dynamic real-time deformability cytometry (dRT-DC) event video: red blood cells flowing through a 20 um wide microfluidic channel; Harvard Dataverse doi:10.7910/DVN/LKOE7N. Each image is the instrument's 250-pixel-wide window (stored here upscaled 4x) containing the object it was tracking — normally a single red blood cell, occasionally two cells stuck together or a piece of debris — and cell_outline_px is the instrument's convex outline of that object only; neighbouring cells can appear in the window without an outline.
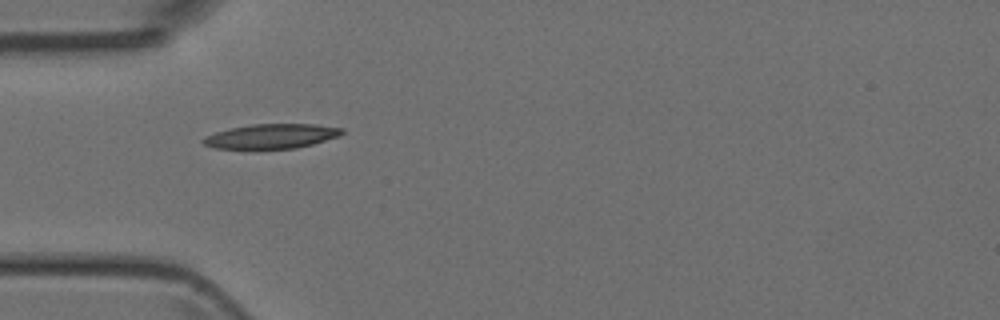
{"species": "Egyptian fruit bat (a non-hibernating species)", "species_latin": "Rousettus aegyptiacus", "temperature_condition": "room temperature", "stored_images_in_passage": 6, "camera_frame_rate_fps": 3000, "um_per_image_px": 0.085, "animal": {"sex": "female"}, "frame": {"image": 1, "passage_image": 2, "time_ms": 1.333, "image_size_px": [1000, 320], "cell_outline_px": [[344, 132], [340, 136], [312, 144], [296, 148], [216, 148], [204, 144], [200, 140], [204, 136], [216, 132], [232, 128], [252, 124], [316, 124], [344, 128]], "centroid_in_image_um": [23.1, 11.57], "position_along_channel_um": 61.9, "area_um2": 19.71}}
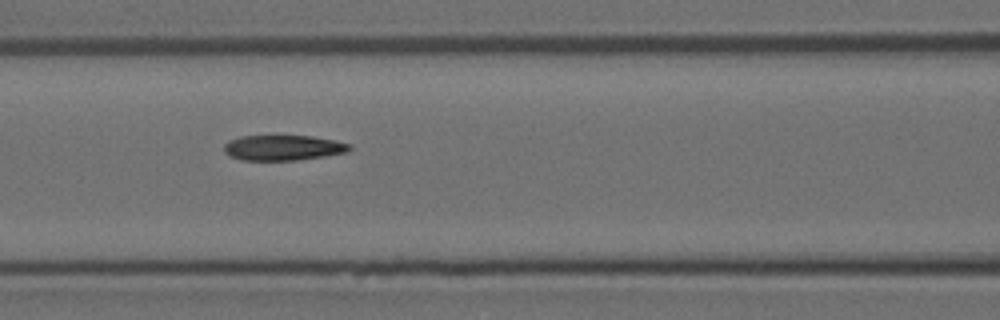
{"frame": {"image": 2, "passage_image": 4, "time_ms": 3.333, "image_size_px": [1000, 320], "cell_outline_px": [[352, 148], [348, 152], [324, 156], [296, 160], [240, 160], [228, 156], [224, 152], [224, 144], [228, 140], [240, 136], [312, 136], [336, 140], [352, 144]], "centroid_in_image_um": [24.06, 12.55], "position_along_channel_um": 142.5, "area_um2": 18.73}}
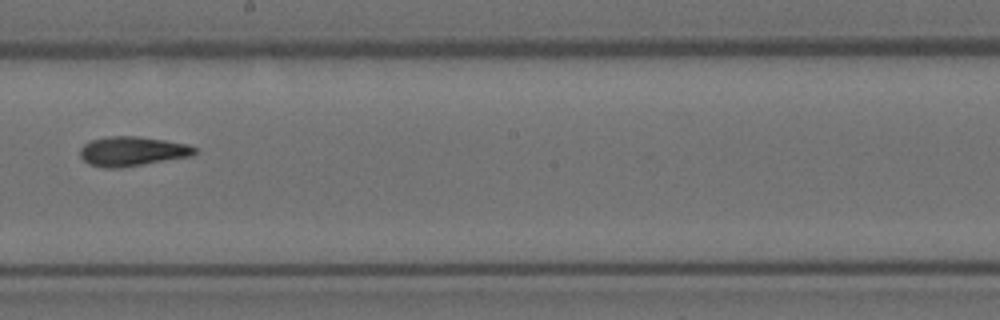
{"frame": {"image": 3, "passage_image": 6, "time_ms": 5.667, "image_size_px": [1000, 320], "cell_outline_px": [[196, 152], [192, 156], [120, 168], [104, 168], [88, 164], [80, 156], [80, 148], [84, 144], [92, 140], [108, 136], [136, 136], [164, 140], [188, 144], [196, 148]], "centroid_in_image_um": [11.23, 12.86], "position_along_channel_um": 237.0, "area_um2": 19.71}}